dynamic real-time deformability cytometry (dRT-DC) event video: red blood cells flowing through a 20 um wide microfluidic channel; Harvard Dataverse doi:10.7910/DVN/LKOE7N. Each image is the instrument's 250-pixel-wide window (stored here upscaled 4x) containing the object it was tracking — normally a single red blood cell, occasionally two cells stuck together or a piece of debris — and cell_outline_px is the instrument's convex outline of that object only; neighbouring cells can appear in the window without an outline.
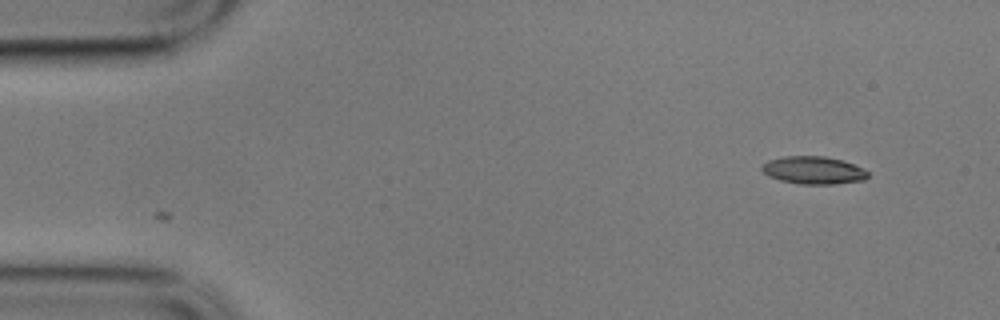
{"species": "common noctule bat (a hibernating species)", "species_latin": "Nyctalus noctula", "temperature_condition": "cold", "stored_images_in_passage": 4, "camera_frame_rate_fps": 3000, "um_per_image_px": 0.085, "animal": {"sex": "male", "body_mass_g": 17.9}, "frame": {"image": 1, "passage_image": 1, "time_ms": 0.0, "image_size_px": [1000, 320], "cell_outline_px": [[868, 176], [864, 180], [836, 184], [800, 184], [780, 180], [768, 176], [760, 168], [768, 160], [784, 156], [824, 156], [844, 160], [868, 172]], "centroid_in_image_um": [69.13, 14.47], "position_along_channel_um": 15.9, "area_um2": 17.05}}
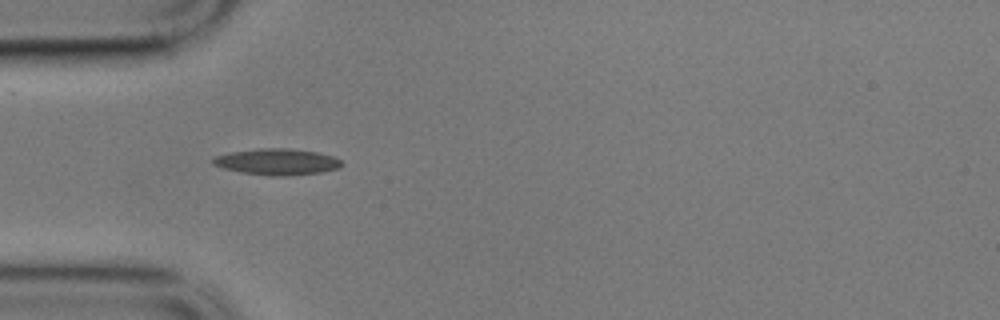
{"frame": {"image": 2, "passage_image": 4, "time_ms": 1.0, "image_size_px": [1000, 320], "cell_outline_px": [[344, 164], [340, 168], [320, 172], [288, 176], [272, 176], [240, 172], [224, 168], [212, 164], [212, 156], [232, 152], [256, 148], [288, 148], [316, 152], [332, 156], [340, 160]], "centroid_in_image_um": [23.53, 13.75], "position_along_channel_um": 61.5, "area_um2": 19.77}}